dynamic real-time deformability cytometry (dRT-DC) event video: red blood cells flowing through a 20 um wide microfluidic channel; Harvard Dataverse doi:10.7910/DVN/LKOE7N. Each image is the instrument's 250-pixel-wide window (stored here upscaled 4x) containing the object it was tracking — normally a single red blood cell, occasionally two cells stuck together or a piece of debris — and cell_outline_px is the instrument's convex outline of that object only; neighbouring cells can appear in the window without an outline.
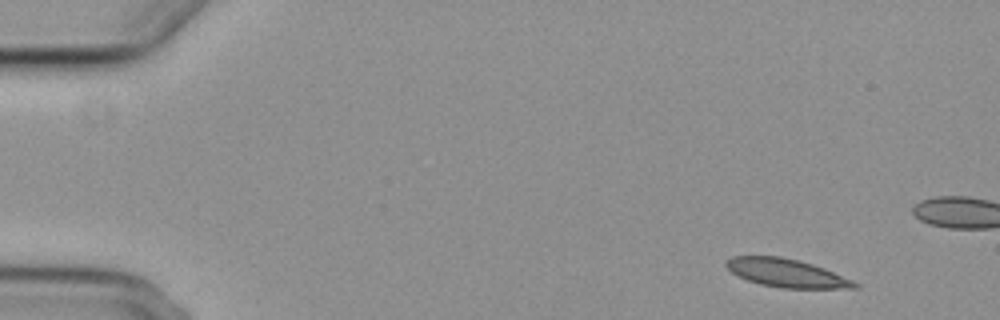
{"species": "common noctule bat (a hibernating species)", "species_latin": "Nyctalus noctula", "temperature_condition": "cold", "stored_images_in_passage": 4, "camera_frame_rate_fps": 3000, "um_per_image_px": 0.085, "animal": {"sex": "female", "body_mass_g": 29.2, "forearm_length_mm": 56.3}, "frame": {"image": 1, "passage_image": 1, "time_ms": 0.0, "image_size_px": [1000, 320], "cell_outline_px": [[860, 288], [780, 288], [760, 284], [748, 280], [732, 272], [724, 264], [724, 260], [732, 256], [780, 256], [812, 264], [824, 268], [852, 280], [860, 284]], "centroid_in_image_um": [66.84, 23.2], "position_along_channel_um": 18.2, "area_um2": 21.04}}